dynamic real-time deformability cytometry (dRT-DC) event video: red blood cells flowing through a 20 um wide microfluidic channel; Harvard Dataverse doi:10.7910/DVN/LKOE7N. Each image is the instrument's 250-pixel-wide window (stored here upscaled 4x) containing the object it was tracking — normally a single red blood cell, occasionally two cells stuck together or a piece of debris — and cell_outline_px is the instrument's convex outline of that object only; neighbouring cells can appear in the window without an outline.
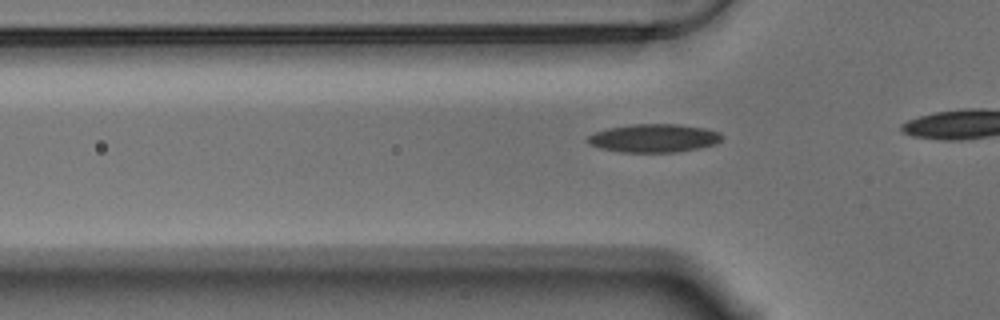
{"species": "Egyptian fruit bat (a non-hibernating species)", "species_latin": "Rousettus aegyptiacus", "temperature_condition": "warm", "stored_images_in_passage": 17, "camera_frame_rate_fps": 3000, "um_per_image_px": 0.085, "animal": {"sex": "male"}, "frame": {"image": 1, "passage_image": 11, "time_ms": 3.333, "image_size_px": [1000, 320], "cell_outline_px": [[724, 136], [716, 144], [700, 148], [680, 152], [620, 152], [600, 148], [588, 144], [588, 136], [596, 132], [608, 128], [632, 124], [676, 124], [708, 128], [720, 132]], "centroid_in_image_um": [55.63, 11.74], "position_along_channel_um": 70.2, "area_um2": 22.31}}
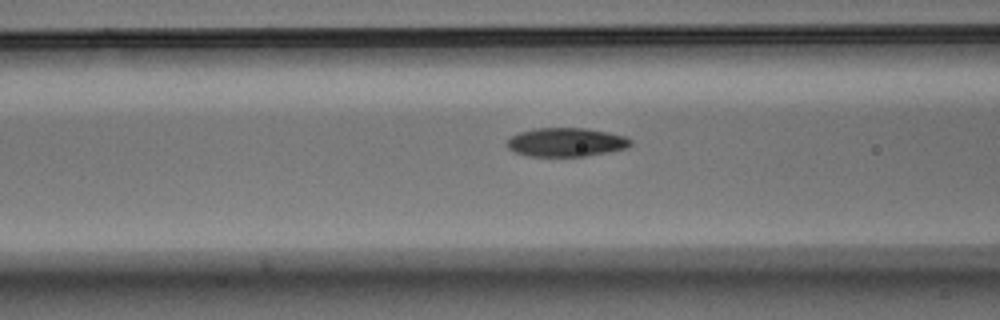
{"frame": {"image": 2, "passage_image": 15, "time_ms": 4.667, "image_size_px": [1000, 320], "cell_outline_px": [[632, 144], [624, 148], [608, 152], [584, 156], [528, 156], [516, 152], [508, 148], [504, 144], [512, 136], [520, 132], [536, 128], [588, 128], [608, 132], [624, 136], [632, 140]], "centroid_in_image_um": [48.11, 12.08], "position_along_channel_um": 118.5, "area_um2": 20.63}}